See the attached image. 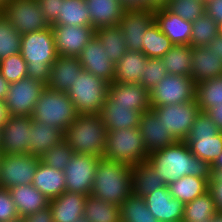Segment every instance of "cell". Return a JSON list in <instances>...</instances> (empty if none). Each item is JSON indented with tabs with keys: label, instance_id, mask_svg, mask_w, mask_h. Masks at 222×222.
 <instances>
[{
	"label": "cell",
	"instance_id": "6da1fadb",
	"mask_svg": "<svg viewBox=\"0 0 222 222\" xmlns=\"http://www.w3.org/2000/svg\"><path fill=\"white\" fill-rule=\"evenodd\" d=\"M146 162L157 172L165 185H169L185 175L211 179V165L189 149L185 141L151 152Z\"/></svg>",
	"mask_w": 222,
	"mask_h": 222
},
{
	"label": "cell",
	"instance_id": "7a4b0ae2",
	"mask_svg": "<svg viewBox=\"0 0 222 222\" xmlns=\"http://www.w3.org/2000/svg\"><path fill=\"white\" fill-rule=\"evenodd\" d=\"M20 54L27 62V77L47 85L57 59L52 27L21 35Z\"/></svg>",
	"mask_w": 222,
	"mask_h": 222
},
{
	"label": "cell",
	"instance_id": "3957f363",
	"mask_svg": "<svg viewBox=\"0 0 222 222\" xmlns=\"http://www.w3.org/2000/svg\"><path fill=\"white\" fill-rule=\"evenodd\" d=\"M131 170V166L99 158L91 195L121 206L132 194Z\"/></svg>",
	"mask_w": 222,
	"mask_h": 222
},
{
	"label": "cell",
	"instance_id": "277c9868",
	"mask_svg": "<svg viewBox=\"0 0 222 222\" xmlns=\"http://www.w3.org/2000/svg\"><path fill=\"white\" fill-rule=\"evenodd\" d=\"M107 129L98 114H78L64 132V140L77 154L102 158Z\"/></svg>",
	"mask_w": 222,
	"mask_h": 222
},
{
	"label": "cell",
	"instance_id": "5b68a950",
	"mask_svg": "<svg viewBox=\"0 0 222 222\" xmlns=\"http://www.w3.org/2000/svg\"><path fill=\"white\" fill-rule=\"evenodd\" d=\"M148 155L139 128L107 131L103 158L134 167Z\"/></svg>",
	"mask_w": 222,
	"mask_h": 222
},
{
	"label": "cell",
	"instance_id": "8992f818",
	"mask_svg": "<svg viewBox=\"0 0 222 222\" xmlns=\"http://www.w3.org/2000/svg\"><path fill=\"white\" fill-rule=\"evenodd\" d=\"M73 101L67 93L45 87L34 107L31 118L65 132L77 117Z\"/></svg>",
	"mask_w": 222,
	"mask_h": 222
},
{
	"label": "cell",
	"instance_id": "52a82bcc",
	"mask_svg": "<svg viewBox=\"0 0 222 222\" xmlns=\"http://www.w3.org/2000/svg\"><path fill=\"white\" fill-rule=\"evenodd\" d=\"M107 81L82 70L67 95L73 101L77 114H100L108 96Z\"/></svg>",
	"mask_w": 222,
	"mask_h": 222
},
{
	"label": "cell",
	"instance_id": "ba28073f",
	"mask_svg": "<svg viewBox=\"0 0 222 222\" xmlns=\"http://www.w3.org/2000/svg\"><path fill=\"white\" fill-rule=\"evenodd\" d=\"M151 110L177 141L187 139L195 118L200 113L196 99L179 104L157 106Z\"/></svg>",
	"mask_w": 222,
	"mask_h": 222
},
{
	"label": "cell",
	"instance_id": "9c48e42d",
	"mask_svg": "<svg viewBox=\"0 0 222 222\" xmlns=\"http://www.w3.org/2000/svg\"><path fill=\"white\" fill-rule=\"evenodd\" d=\"M1 12L21 35L50 27L37 0H10Z\"/></svg>",
	"mask_w": 222,
	"mask_h": 222
},
{
	"label": "cell",
	"instance_id": "30bf717a",
	"mask_svg": "<svg viewBox=\"0 0 222 222\" xmlns=\"http://www.w3.org/2000/svg\"><path fill=\"white\" fill-rule=\"evenodd\" d=\"M196 83L191 77L166 75L150 91L151 108L195 100Z\"/></svg>",
	"mask_w": 222,
	"mask_h": 222
},
{
	"label": "cell",
	"instance_id": "8fae6325",
	"mask_svg": "<svg viewBox=\"0 0 222 222\" xmlns=\"http://www.w3.org/2000/svg\"><path fill=\"white\" fill-rule=\"evenodd\" d=\"M40 160L32 154H1L0 187L32 184Z\"/></svg>",
	"mask_w": 222,
	"mask_h": 222
},
{
	"label": "cell",
	"instance_id": "7c38bea8",
	"mask_svg": "<svg viewBox=\"0 0 222 222\" xmlns=\"http://www.w3.org/2000/svg\"><path fill=\"white\" fill-rule=\"evenodd\" d=\"M45 87V84L30 77L11 83L4 100L10 116H31Z\"/></svg>",
	"mask_w": 222,
	"mask_h": 222
},
{
	"label": "cell",
	"instance_id": "4fadbf2b",
	"mask_svg": "<svg viewBox=\"0 0 222 222\" xmlns=\"http://www.w3.org/2000/svg\"><path fill=\"white\" fill-rule=\"evenodd\" d=\"M98 160L93 155L74 153L64 169L66 191L91 195Z\"/></svg>",
	"mask_w": 222,
	"mask_h": 222
},
{
	"label": "cell",
	"instance_id": "5bb4252c",
	"mask_svg": "<svg viewBox=\"0 0 222 222\" xmlns=\"http://www.w3.org/2000/svg\"><path fill=\"white\" fill-rule=\"evenodd\" d=\"M155 22V10L150 8L125 9L119 27L129 51L142 52L144 35Z\"/></svg>",
	"mask_w": 222,
	"mask_h": 222
},
{
	"label": "cell",
	"instance_id": "9a60e30c",
	"mask_svg": "<svg viewBox=\"0 0 222 222\" xmlns=\"http://www.w3.org/2000/svg\"><path fill=\"white\" fill-rule=\"evenodd\" d=\"M58 56L78 57L95 36L92 26L51 25Z\"/></svg>",
	"mask_w": 222,
	"mask_h": 222
},
{
	"label": "cell",
	"instance_id": "2e32d148",
	"mask_svg": "<svg viewBox=\"0 0 222 222\" xmlns=\"http://www.w3.org/2000/svg\"><path fill=\"white\" fill-rule=\"evenodd\" d=\"M31 116H11L3 125L1 154H29Z\"/></svg>",
	"mask_w": 222,
	"mask_h": 222
},
{
	"label": "cell",
	"instance_id": "e0dca14e",
	"mask_svg": "<svg viewBox=\"0 0 222 222\" xmlns=\"http://www.w3.org/2000/svg\"><path fill=\"white\" fill-rule=\"evenodd\" d=\"M144 199L159 222H182L185 204L171 196L168 185L145 195Z\"/></svg>",
	"mask_w": 222,
	"mask_h": 222
},
{
	"label": "cell",
	"instance_id": "ac0fdd59",
	"mask_svg": "<svg viewBox=\"0 0 222 222\" xmlns=\"http://www.w3.org/2000/svg\"><path fill=\"white\" fill-rule=\"evenodd\" d=\"M78 57L83 70L102 78L108 83L113 82L115 64L108 58L96 36L87 43Z\"/></svg>",
	"mask_w": 222,
	"mask_h": 222
},
{
	"label": "cell",
	"instance_id": "d6986e66",
	"mask_svg": "<svg viewBox=\"0 0 222 222\" xmlns=\"http://www.w3.org/2000/svg\"><path fill=\"white\" fill-rule=\"evenodd\" d=\"M107 97L114 105L131 106L142 113L151 109L150 92L140 84L112 82Z\"/></svg>",
	"mask_w": 222,
	"mask_h": 222
},
{
	"label": "cell",
	"instance_id": "ffe728a7",
	"mask_svg": "<svg viewBox=\"0 0 222 222\" xmlns=\"http://www.w3.org/2000/svg\"><path fill=\"white\" fill-rule=\"evenodd\" d=\"M139 130L148 154L172 145L177 141L167 132L163 122L158 121L156 114L151 109L142 113Z\"/></svg>",
	"mask_w": 222,
	"mask_h": 222
},
{
	"label": "cell",
	"instance_id": "44dd1931",
	"mask_svg": "<svg viewBox=\"0 0 222 222\" xmlns=\"http://www.w3.org/2000/svg\"><path fill=\"white\" fill-rule=\"evenodd\" d=\"M107 131L139 128L142 112L131 106L114 105L107 97L99 114Z\"/></svg>",
	"mask_w": 222,
	"mask_h": 222
},
{
	"label": "cell",
	"instance_id": "7402d4cb",
	"mask_svg": "<svg viewBox=\"0 0 222 222\" xmlns=\"http://www.w3.org/2000/svg\"><path fill=\"white\" fill-rule=\"evenodd\" d=\"M82 70L79 57L57 56L51 65L50 78L46 86L57 92L67 93Z\"/></svg>",
	"mask_w": 222,
	"mask_h": 222
},
{
	"label": "cell",
	"instance_id": "603a6c76",
	"mask_svg": "<svg viewBox=\"0 0 222 222\" xmlns=\"http://www.w3.org/2000/svg\"><path fill=\"white\" fill-rule=\"evenodd\" d=\"M155 23L174 45H190L192 22L160 8L155 9Z\"/></svg>",
	"mask_w": 222,
	"mask_h": 222
},
{
	"label": "cell",
	"instance_id": "cb8c5ba5",
	"mask_svg": "<svg viewBox=\"0 0 222 222\" xmlns=\"http://www.w3.org/2000/svg\"><path fill=\"white\" fill-rule=\"evenodd\" d=\"M191 78L195 83L222 76V59L207 46L192 47Z\"/></svg>",
	"mask_w": 222,
	"mask_h": 222
},
{
	"label": "cell",
	"instance_id": "d4e9b609",
	"mask_svg": "<svg viewBox=\"0 0 222 222\" xmlns=\"http://www.w3.org/2000/svg\"><path fill=\"white\" fill-rule=\"evenodd\" d=\"M85 2L94 29L118 26L126 9L120 0H85Z\"/></svg>",
	"mask_w": 222,
	"mask_h": 222
},
{
	"label": "cell",
	"instance_id": "484cf974",
	"mask_svg": "<svg viewBox=\"0 0 222 222\" xmlns=\"http://www.w3.org/2000/svg\"><path fill=\"white\" fill-rule=\"evenodd\" d=\"M87 195L63 192L57 198L49 200L53 222H74L83 216Z\"/></svg>",
	"mask_w": 222,
	"mask_h": 222
},
{
	"label": "cell",
	"instance_id": "4316f807",
	"mask_svg": "<svg viewBox=\"0 0 222 222\" xmlns=\"http://www.w3.org/2000/svg\"><path fill=\"white\" fill-rule=\"evenodd\" d=\"M64 140V132L44 122L32 118L30 128L29 154L41 157L50 148L60 144Z\"/></svg>",
	"mask_w": 222,
	"mask_h": 222
},
{
	"label": "cell",
	"instance_id": "83f0119b",
	"mask_svg": "<svg viewBox=\"0 0 222 222\" xmlns=\"http://www.w3.org/2000/svg\"><path fill=\"white\" fill-rule=\"evenodd\" d=\"M20 217H27L49 206V199L32 184L17 185L9 189Z\"/></svg>",
	"mask_w": 222,
	"mask_h": 222
},
{
	"label": "cell",
	"instance_id": "f1b7e54d",
	"mask_svg": "<svg viewBox=\"0 0 222 222\" xmlns=\"http://www.w3.org/2000/svg\"><path fill=\"white\" fill-rule=\"evenodd\" d=\"M32 185L49 200L57 198L66 191L64 171L52 168L40 160Z\"/></svg>",
	"mask_w": 222,
	"mask_h": 222
},
{
	"label": "cell",
	"instance_id": "f546056e",
	"mask_svg": "<svg viewBox=\"0 0 222 222\" xmlns=\"http://www.w3.org/2000/svg\"><path fill=\"white\" fill-rule=\"evenodd\" d=\"M147 60L142 52L128 51L115 64L113 82L140 84Z\"/></svg>",
	"mask_w": 222,
	"mask_h": 222
},
{
	"label": "cell",
	"instance_id": "4dcf8cb0",
	"mask_svg": "<svg viewBox=\"0 0 222 222\" xmlns=\"http://www.w3.org/2000/svg\"><path fill=\"white\" fill-rule=\"evenodd\" d=\"M131 183L132 193L142 197L165 186L164 181L147 162L132 167Z\"/></svg>",
	"mask_w": 222,
	"mask_h": 222
},
{
	"label": "cell",
	"instance_id": "1f68e13d",
	"mask_svg": "<svg viewBox=\"0 0 222 222\" xmlns=\"http://www.w3.org/2000/svg\"><path fill=\"white\" fill-rule=\"evenodd\" d=\"M209 180L210 179L194 177L192 175H185L168 185L169 193L173 198L186 204L208 191Z\"/></svg>",
	"mask_w": 222,
	"mask_h": 222
},
{
	"label": "cell",
	"instance_id": "d6a6232c",
	"mask_svg": "<svg viewBox=\"0 0 222 222\" xmlns=\"http://www.w3.org/2000/svg\"><path fill=\"white\" fill-rule=\"evenodd\" d=\"M95 36L113 64H116L129 51L119 26L97 28Z\"/></svg>",
	"mask_w": 222,
	"mask_h": 222
},
{
	"label": "cell",
	"instance_id": "836d02e7",
	"mask_svg": "<svg viewBox=\"0 0 222 222\" xmlns=\"http://www.w3.org/2000/svg\"><path fill=\"white\" fill-rule=\"evenodd\" d=\"M192 46L174 45L162 58L168 75L191 77Z\"/></svg>",
	"mask_w": 222,
	"mask_h": 222
},
{
	"label": "cell",
	"instance_id": "e575fe53",
	"mask_svg": "<svg viewBox=\"0 0 222 222\" xmlns=\"http://www.w3.org/2000/svg\"><path fill=\"white\" fill-rule=\"evenodd\" d=\"M190 151L210 165L222 152V132L217 135L188 136L185 140Z\"/></svg>",
	"mask_w": 222,
	"mask_h": 222
},
{
	"label": "cell",
	"instance_id": "d590c367",
	"mask_svg": "<svg viewBox=\"0 0 222 222\" xmlns=\"http://www.w3.org/2000/svg\"><path fill=\"white\" fill-rule=\"evenodd\" d=\"M83 216L88 222H121L120 206L93 195L86 197Z\"/></svg>",
	"mask_w": 222,
	"mask_h": 222
},
{
	"label": "cell",
	"instance_id": "8d00e7d4",
	"mask_svg": "<svg viewBox=\"0 0 222 222\" xmlns=\"http://www.w3.org/2000/svg\"><path fill=\"white\" fill-rule=\"evenodd\" d=\"M213 196L209 191L184 206L182 222H206L217 214Z\"/></svg>",
	"mask_w": 222,
	"mask_h": 222
},
{
	"label": "cell",
	"instance_id": "74e56055",
	"mask_svg": "<svg viewBox=\"0 0 222 222\" xmlns=\"http://www.w3.org/2000/svg\"><path fill=\"white\" fill-rule=\"evenodd\" d=\"M53 25L91 26L85 0H63L59 17Z\"/></svg>",
	"mask_w": 222,
	"mask_h": 222
},
{
	"label": "cell",
	"instance_id": "f35d334b",
	"mask_svg": "<svg viewBox=\"0 0 222 222\" xmlns=\"http://www.w3.org/2000/svg\"><path fill=\"white\" fill-rule=\"evenodd\" d=\"M174 44L154 22L147 28L144 35L142 53L147 58H162Z\"/></svg>",
	"mask_w": 222,
	"mask_h": 222
},
{
	"label": "cell",
	"instance_id": "ab89813d",
	"mask_svg": "<svg viewBox=\"0 0 222 222\" xmlns=\"http://www.w3.org/2000/svg\"><path fill=\"white\" fill-rule=\"evenodd\" d=\"M195 99L202 112L222 104V76L197 82Z\"/></svg>",
	"mask_w": 222,
	"mask_h": 222
},
{
	"label": "cell",
	"instance_id": "60d3db41",
	"mask_svg": "<svg viewBox=\"0 0 222 222\" xmlns=\"http://www.w3.org/2000/svg\"><path fill=\"white\" fill-rule=\"evenodd\" d=\"M121 222H159L146 206L144 197L131 194L120 206Z\"/></svg>",
	"mask_w": 222,
	"mask_h": 222
},
{
	"label": "cell",
	"instance_id": "b9f144b4",
	"mask_svg": "<svg viewBox=\"0 0 222 222\" xmlns=\"http://www.w3.org/2000/svg\"><path fill=\"white\" fill-rule=\"evenodd\" d=\"M218 35V24L207 14L192 22L190 45L192 47L207 46Z\"/></svg>",
	"mask_w": 222,
	"mask_h": 222
},
{
	"label": "cell",
	"instance_id": "7bdbcfd3",
	"mask_svg": "<svg viewBox=\"0 0 222 222\" xmlns=\"http://www.w3.org/2000/svg\"><path fill=\"white\" fill-rule=\"evenodd\" d=\"M21 34L12 27L9 20L0 12V61L20 53Z\"/></svg>",
	"mask_w": 222,
	"mask_h": 222
},
{
	"label": "cell",
	"instance_id": "ee69618b",
	"mask_svg": "<svg viewBox=\"0 0 222 222\" xmlns=\"http://www.w3.org/2000/svg\"><path fill=\"white\" fill-rule=\"evenodd\" d=\"M165 8L189 22L201 17L206 9L204 0H169Z\"/></svg>",
	"mask_w": 222,
	"mask_h": 222
},
{
	"label": "cell",
	"instance_id": "f6af8a7d",
	"mask_svg": "<svg viewBox=\"0 0 222 222\" xmlns=\"http://www.w3.org/2000/svg\"><path fill=\"white\" fill-rule=\"evenodd\" d=\"M0 72L11 84L27 77V62L20 53L11 55L0 61Z\"/></svg>",
	"mask_w": 222,
	"mask_h": 222
},
{
	"label": "cell",
	"instance_id": "bcb514c9",
	"mask_svg": "<svg viewBox=\"0 0 222 222\" xmlns=\"http://www.w3.org/2000/svg\"><path fill=\"white\" fill-rule=\"evenodd\" d=\"M74 153L69 144L63 140L60 144L50 148L40 159L48 166L64 171Z\"/></svg>",
	"mask_w": 222,
	"mask_h": 222
},
{
	"label": "cell",
	"instance_id": "7dc6e473",
	"mask_svg": "<svg viewBox=\"0 0 222 222\" xmlns=\"http://www.w3.org/2000/svg\"><path fill=\"white\" fill-rule=\"evenodd\" d=\"M166 75L168 73L161 58H148L140 85L150 92Z\"/></svg>",
	"mask_w": 222,
	"mask_h": 222
},
{
	"label": "cell",
	"instance_id": "c3c4849f",
	"mask_svg": "<svg viewBox=\"0 0 222 222\" xmlns=\"http://www.w3.org/2000/svg\"><path fill=\"white\" fill-rule=\"evenodd\" d=\"M220 132L206 112L200 111L195 118L189 136L217 135Z\"/></svg>",
	"mask_w": 222,
	"mask_h": 222
},
{
	"label": "cell",
	"instance_id": "681fc988",
	"mask_svg": "<svg viewBox=\"0 0 222 222\" xmlns=\"http://www.w3.org/2000/svg\"><path fill=\"white\" fill-rule=\"evenodd\" d=\"M20 217L9 189L0 187V222Z\"/></svg>",
	"mask_w": 222,
	"mask_h": 222
},
{
	"label": "cell",
	"instance_id": "f907efd6",
	"mask_svg": "<svg viewBox=\"0 0 222 222\" xmlns=\"http://www.w3.org/2000/svg\"><path fill=\"white\" fill-rule=\"evenodd\" d=\"M208 191L213 196L218 213L222 214V169H211Z\"/></svg>",
	"mask_w": 222,
	"mask_h": 222
},
{
	"label": "cell",
	"instance_id": "816d5d0a",
	"mask_svg": "<svg viewBox=\"0 0 222 222\" xmlns=\"http://www.w3.org/2000/svg\"><path fill=\"white\" fill-rule=\"evenodd\" d=\"M40 8L42 10V13L46 19V21L49 23V25H53L58 17L59 12L61 8V1L63 0H37Z\"/></svg>",
	"mask_w": 222,
	"mask_h": 222
},
{
	"label": "cell",
	"instance_id": "f5cc1de1",
	"mask_svg": "<svg viewBox=\"0 0 222 222\" xmlns=\"http://www.w3.org/2000/svg\"><path fill=\"white\" fill-rule=\"evenodd\" d=\"M205 8V13L217 24L222 21V0H206Z\"/></svg>",
	"mask_w": 222,
	"mask_h": 222
},
{
	"label": "cell",
	"instance_id": "db71d44e",
	"mask_svg": "<svg viewBox=\"0 0 222 222\" xmlns=\"http://www.w3.org/2000/svg\"><path fill=\"white\" fill-rule=\"evenodd\" d=\"M25 222H53V215L50 207L39 210L27 217H25Z\"/></svg>",
	"mask_w": 222,
	"mask_h": 222
},
{
	"label": "cell",
	"instance_id": "11a10c76",
	"mask_svg": "<svg viewBox=\"0 0 222 222\" xmlns=\"http://www.w3.org/2000/svg\"><path fill=\"white\" fill-rule=\"evenodd\" d=\"M206 113L222 132V104H218L217 106L210 108Z\"/></svg>",
	"mask_w": 222,
	"mask_h": 222
},
{
	"label": "cell",
	"instance_id": "9f6ffc18",
	"mask_svg": "<svg viewBox=\"0 0 222 222\" xmlns=\"http://www.w3.org/2000/svg\"><path fill=\"white\" fill-rule=\"evenodd\" d=\"M207 47L211 50L212 53H215L222 59V36L217 35L209 42Z\"/></svg>",
	"mask_w": 222,
	"mask_h": 222
},
{
	"label": "cell",
	"instance_id": "6f0895ef",
	"mask_svg": "<svg viewBox=\"0 0 222 222\" xmlns=\"http://www.w3.org/2000/svg\"><path fill=\"white\" fill-rule=\"evenodd\" d=\"M126 9L146 8V0H120Z\"/></svg>",
	"mask_w": 222,
	"mask_h": 222
},
{
	"label": "cell",
	"instance_id": "680465c9",
	"mask_svg": "<svg viewBox=\"0 0 222 222\" xmlns=\"http://www.w3.org/2000/svg\"><path fill=\"white\" fill-rule=\"evenodd\" d=\"M10 112L8 107L6 106L3 100H0V127L2 128L3 125L9 120Z\"/></svg>",
	"mask_w": 222,
	"mask_h": 222
},
{
	"label": "cell",
	"instance_id": "91938a15",
	"mask_svg": "<svg viewBox=\"0 0 222 222\" xmlns=\"http://www.w3.org/2000/svg\"><path fill=\"white\" fill-rule=\"evenodd\" d=\"M169 0H146V8L160 9L165 8Z\"/></svg>",
	"mask_w": 222,
	"mask_h": 222
},
{
	"label": "cell",
	"instance_id": "94428289",
	"mask_svg": "<svg viewBox=\"0 0 222 222\" xmlns=\"http://www.w3.org/2000/svg\"><path fill=\"white\" fill-rule=\"evenodd\" d=\"M10 83L2 76L0 72V100H5L9 90Z\"/></svg>",
	"mask_w": 222,
	"mask_h": 222
},
{
	"label": "cell",
	"instance_id": "6125c7cd",
	"mask_svg": "<svg viewBox=\"0 0 222 222\" xmlns=\"http://www.w3.org/2000/svg\"><path fill=\"white\" fill-rule=\"evenodd\" d=\"M211 169H222V152L211 165Z\"/></svg>",
	"mask_w": 222,
	"mask_h": 222
},
{
	"label": "cell",
	"instance_id": "be15d7a7",
	"mask_svg": "<svg viewBox=\"0 0 222 222\" xmlns=\"http://www.w3.org/2000/svg\"><path fill=\"white\" fill-rule=\"evenodd\" d=\"M211 222H222V214L217 213L215 217L211 220Z\"/></svg>",
	"mask_w": 222,
	"mask_h": 222
},
{
	"label": "cell",
	"instance_id": "e7e4bbea",
	"mask_svg": "<svg viewBox=\"0 0 222 222\" xmlns=\"http://www.w3.org/2000/svg\"><path fill=\"white\" fill-rule=\"evenodd\" d=\"M9 222H25L24 217H17L15 219L10 220Z\"/></svg>",
	"mask_w": 222,
	"mask_h": 222
},
{
	"label": "cell",
	"instance_id": "03108f58",
	"mask_svg": "<svg viewBox=\"0 0 222 222\" xmlns=\"http://www.w3.org/2000/svg\"><path fill=\"white\" fill-rule=\"evenodd\" d=\"M10 0H0V9H2Z\"/></svg>",
	"mask_w": 222,
	"mask_h": 222
},
{
	"label": "cell",
	"instance_id": "003e7915",
	"mask_svg": "<svg viewBox=\"0 0 222 222\" xmlns=\"http://www.w3.org/2000/svg\"><path fill=\"white\" fill-rule=\"evenodd\" d=\"M218 35L222 36V21L218 23Z\"/></svg>",
	"mask_w": 222,
	"mask_h": 222
},
{
	"label": "cell",
	"instance_id": "a7ac6f4b",
	"mask_svg": "<svg viewBox=\"0 0 222 222\" xmlns=\"http://www.w3.org/2000/svg\"><path fill=\"white\" fill-rule=\"evenodd\" d=\"M74 222H88L84 216L78 218L77 220H75Z\"/></svg>",
	"mask_w": 222,
	"mask_h": 222
},
{
	"label": "cell",
	"instance_id": "89a4df30",
	"mask_svg": "<svg viewBox=\"0 0 222 222\" xmlns=\"http://www.w3.org/2000/svg\"><path fill=\"white\" fill-rule=\"evenodd\" d=\"M1 133H2V128L0 127V142H1Z\"/></svg>",
	"mask_w": 222,
	"mask_h": 222
}]
</instances>
